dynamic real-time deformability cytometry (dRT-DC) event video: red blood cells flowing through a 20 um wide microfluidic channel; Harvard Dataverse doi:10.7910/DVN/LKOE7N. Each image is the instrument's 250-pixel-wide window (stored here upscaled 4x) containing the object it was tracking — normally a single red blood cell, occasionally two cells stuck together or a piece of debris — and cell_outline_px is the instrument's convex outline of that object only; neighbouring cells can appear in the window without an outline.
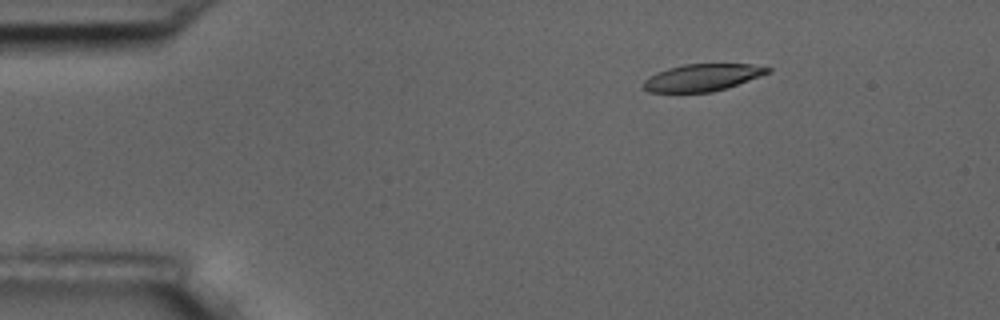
{"species": "common noctule bat (a hibernating species)", "species_latin": "Nyctalus noctula", "temperature_condition": "room temperature", "stored_images_in_passage": 5, "camera_frame_rate_fps": 3000, "um_per_image_px": 0.085, "animal": {"sex": "male", "body_mass_g": 17.5, "forearm_length_mm": 52.3}, "frame": {"image": 1, "passage_image": 3, "time_ms": 2.333, "image_size_px": [1000, 320], "cell_outline_px": [[772, 72], [712, 92], [648, 92], [644, 88], [644, 80], [656, 72], [668, 68], [684, 64], [752, 64], [772, 68]], "centroid_in_image_um": [59.7, 6.58], "position_along_channel_um": 25.3, "area_um2": 19.42}}